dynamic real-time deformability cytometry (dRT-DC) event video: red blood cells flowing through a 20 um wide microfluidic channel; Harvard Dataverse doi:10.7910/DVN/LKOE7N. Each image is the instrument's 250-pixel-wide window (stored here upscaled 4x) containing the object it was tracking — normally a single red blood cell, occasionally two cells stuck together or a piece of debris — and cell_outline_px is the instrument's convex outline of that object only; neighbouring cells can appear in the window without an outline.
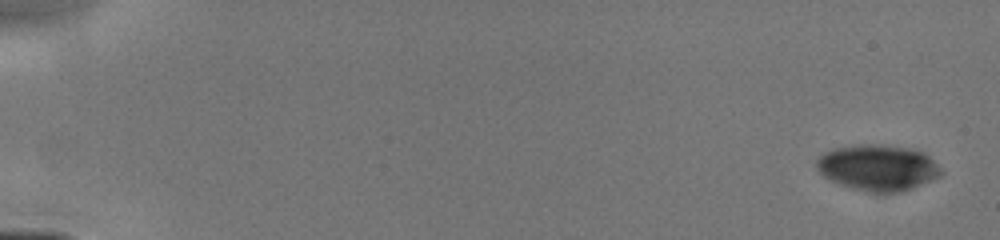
{"species": "human", "species_latin": "Homo sapiens", "temperature_condition": "cold", "stored_images_in_passage": 22, "camera_frame_rate_fps": 3000, "um_per_image_px": 0.085, "donor": {"sex": "male"}, "frame": {"image": 1, "passage_image": 1, "time_ms": 0.0, "image_size_px": [1000, 240], "cell_outline_px": [[944, 172], [940, 176], [912, 188], [900, 192], [872, 192], [852, 188], [840, 184], [824, 176], [816, 168], [816, 160], [824, 152], [832, 148], [852, 144], [880, 144], [908, 148], [924, 152]], "centroid_in_image_um": [74.59, 14.23], "position_along_channel_um": 10.4, "area_um2": 33.29}}
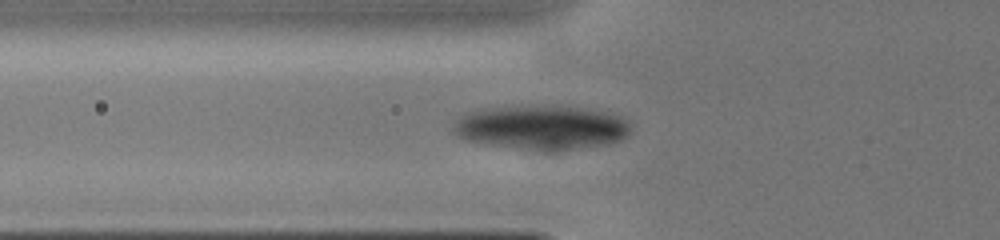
{"frame": {"image": 2, "passage_image": 16, "time_ms": 5.667, "image_size_px": [1000, 240], "cell_outline_px": [[632, 128], [628, 136], [620, 140], [604, 144], [552, 152], [544, 152], [464, 140], [456, 136], [452, 128], [456, 120], [464, 112], [520, 104], [528, 104], [580, 108], [604, 112], [624, 116], [632, 124]], "centroid_in_image_um": [46.03, 10.82], "position_along_channel_um": 79.8, "area_um2": 46.47}}
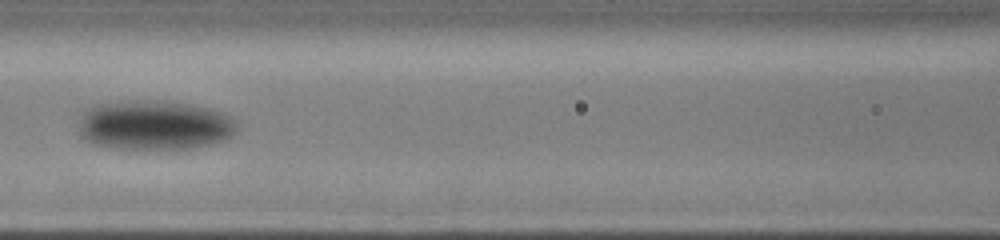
{"frame": {"image": 3, "passage_image": 20, "time_ms": 7.333, "image_size_px": [1000, 240], "cell_outline_px": [[236, 132], [228, 140], [192, 148], [120, 148], [96, 144], [88, 140], [80, 132], [80, 116], [88, 108], [96, 104], [120, 100], [168, 100], [192, 104], [224, 112], [236, 120]], "centroid_in_image_um": [13.19, 10.6], "position_along_channel_um": 153.4, "area_um2": 46.01}}